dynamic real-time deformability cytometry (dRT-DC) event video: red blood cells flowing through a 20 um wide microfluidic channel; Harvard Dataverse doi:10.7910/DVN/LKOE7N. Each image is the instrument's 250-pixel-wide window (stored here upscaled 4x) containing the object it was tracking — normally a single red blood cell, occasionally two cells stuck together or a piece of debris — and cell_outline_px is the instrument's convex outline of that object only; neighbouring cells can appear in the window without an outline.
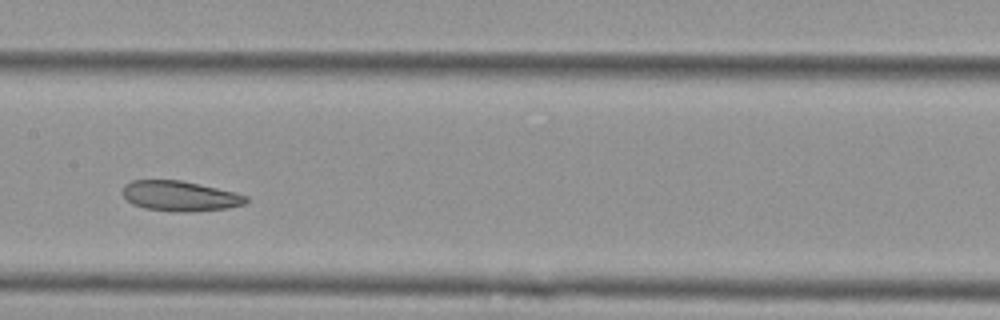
{"species": "Egyptian fruit bat (a non-hibernating species)", "species_latin": "Rousettus aegyptiacus", "temperature_condition": "cold", "stored_images_in_passage": 11, "camera_frame_rate_fps": 3000, "um_per_image_px": 0.085, "animal": {"sex": "female"}, "frame": {"image": 1, "passage_image": 4, "time_ms": 1.0, "image_size_px": [1000, 320], "cell_outline_px": [[248, 200], [244, 204], [228, 208], [192, 212], [176, 212], [144, 208], [132, 204], [120, 192], [124, 184], [132, 180], [180, 180], [236, 192], [248, 196]], "centroid_in_image_um": [15.28, 16.66], "position_along_channel_um": 192.1, "area_um2": 21.91}}
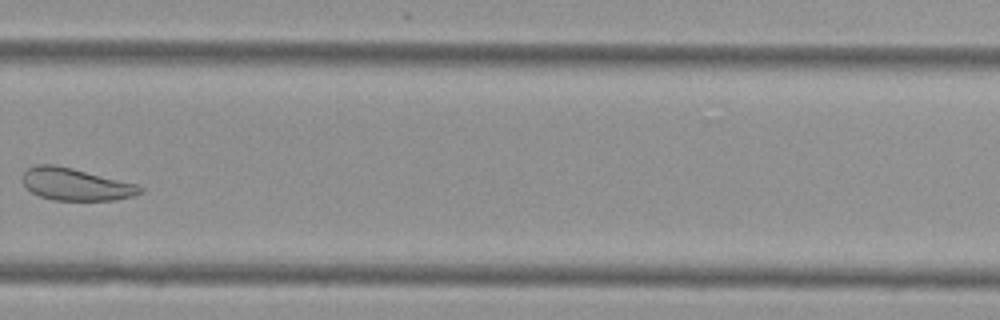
{"frame": {"image": 2, "passage_image": 7, "time_ms": 2.0, "image_size_px": [1000, 320], "cell_outline_px": [[144, 192], [132, 196], [116, 200], [52, 200], [40, 196], [32, 192], [20, 180], [20, 176], [28, 168], [36, 164], [56, 164], [136, 184], [144, 188]], "centroid_in_image_um": [6.41, 15.66], "position_along_channel_um": 323.4, "area_um2": 22.14}}
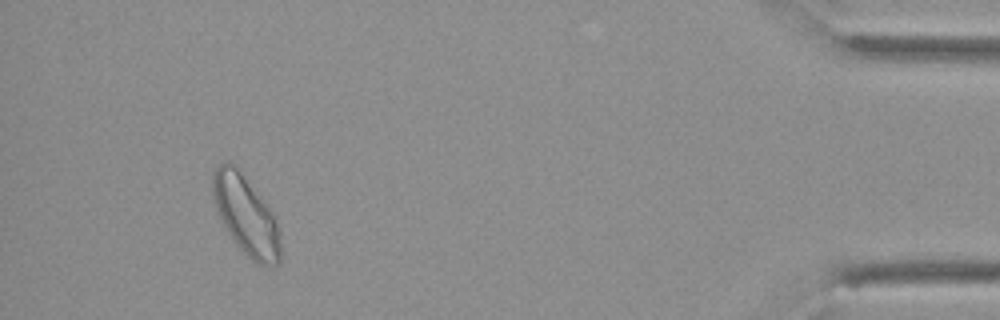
{"frame": {"image": 3, "passage_image": 10, "time_ms": 3.0, "image_size_px": [1000, 320], "cell_outline_px": [[280, 264], [256, 264], [236, 244], [228, 232], [212, 200], [212, 176], [216, 168], [220, 164], [232, 164], [240, 172], [268, 208], [276, 220], [280, 236]], "centroid_in_image_um": [20.89, 18.35], "position_along_channel_um": 414.3, "area_um2": 30.11}}